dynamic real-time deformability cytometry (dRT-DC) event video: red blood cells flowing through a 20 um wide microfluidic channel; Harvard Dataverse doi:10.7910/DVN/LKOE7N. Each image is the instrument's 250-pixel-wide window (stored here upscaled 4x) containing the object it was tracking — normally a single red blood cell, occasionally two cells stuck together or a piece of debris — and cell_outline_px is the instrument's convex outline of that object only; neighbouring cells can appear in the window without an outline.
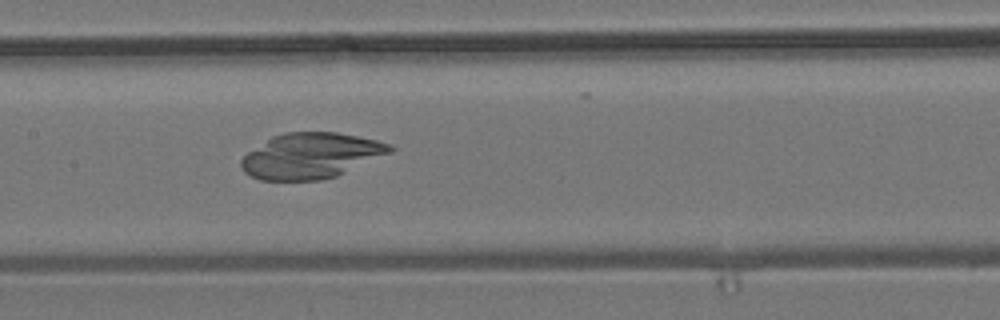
{"species": "common noctule bat (a hibernating species)", "species_latin": "Nyctalus noctula", "temperature_condition": "room temperature", "stored_images_in_passage": 39, "camera_frame_rate_fps": 3000, "um_per_image_px": 0.085, "animal": {"sex": "male", "body_mass_g": 19.2, "forearm_length_mm": 51.8}, "frame": {"image": 1, "passage_image": 17, "time_ms": 5.333, "image_size_px": [1000, 320], "cell_outline_px": [[396, 148], [392, 152], [336, 176], [320, 180], [260, 180], [244, 172], [240, 164], [240, 160], [248, 152], [272, 136], [284, 132], [336, 132], [376, 140], [392, 144]], "centroid_in_image_um": [26.43, 13.23], "position_along_channel_um": 181.0, "area_um2": 39.36}}
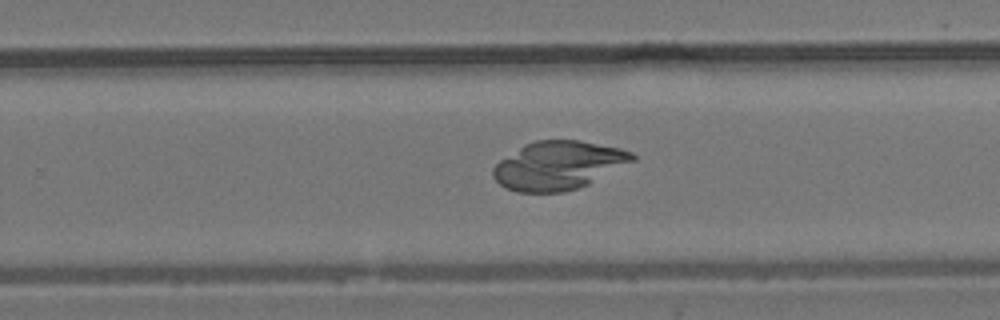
{"frame": {"image": 2, "passage_image": 25, "time_ms": 8.0, "image_size_px": [1000, 320], "cell_outline_px": [[636, 160], [588, 184], [564, 192], [516, 192], [504, 188], [492, 176], [492, 168], [500, 160], [524, 144], [536, 140], [580, 140], [620, 148], [632, 152], [636, 156]], "centroid_in_image_um": [47.45, 14.06], "position_along_channel_um": 282.3, "area_um2": 39.36}}
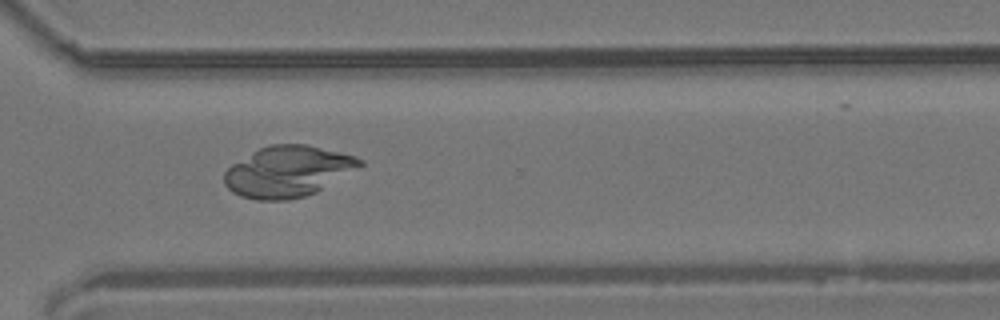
{"frame": {"image": 3, "passage_image": 30, "time_ms": 9.667, "image_size_px": [1000, 320], "cell_outline_px": [[364, 164], [316, 192], [304, 196], [288, 200], [256, 200], [240, 196], [232, 192], [224, 184], [224, 172], [232, 164], [252, 152], [268, 144], [308, 144], [356, 156], [364, 160]], "centroid_in_image_um": [24.45, 14.57], "position_along_channel_um": 346.1, "area_um2": 40.23}}